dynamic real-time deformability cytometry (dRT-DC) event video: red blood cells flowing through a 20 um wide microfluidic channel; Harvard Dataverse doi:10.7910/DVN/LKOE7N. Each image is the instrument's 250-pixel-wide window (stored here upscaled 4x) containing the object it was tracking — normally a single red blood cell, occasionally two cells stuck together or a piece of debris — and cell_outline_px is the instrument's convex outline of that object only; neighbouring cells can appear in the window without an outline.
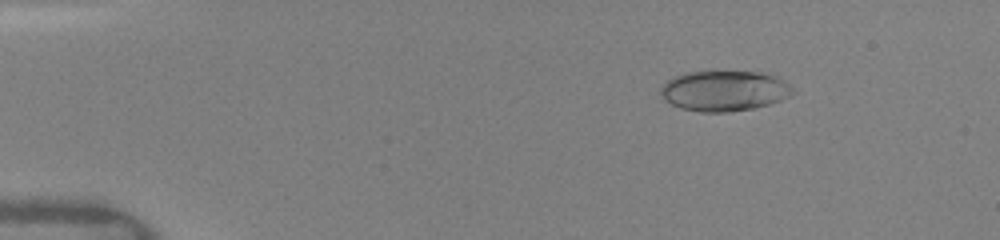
{"species": "human", "species_latin": "Homo sapiens", "temperature_condition": "warm", "stored_images_in_passage": 12, "camera_frame_rate_fps": 3000, "um_per_image_px": 0.085, "donor": {"sex": "female"}, "frame": {"image": 1, "passage_image": 6, "time_ms": 2.333, "image_size_px": [1000, 240], "cell_outline_px": [[796, 92], [780, 100], [768, 104], [752, 108], [728, 112], [700, 112], [680, 108], [664, 100], [660, 92], [660, 88], [672, 76], [684, 72], [712, 68], [760, 72], [776, 76], [788, 84]], "centroid_in_image_um": [61.51, 7.66], "position_along_channel_um": 23.5, "area_um2": 32.08}}
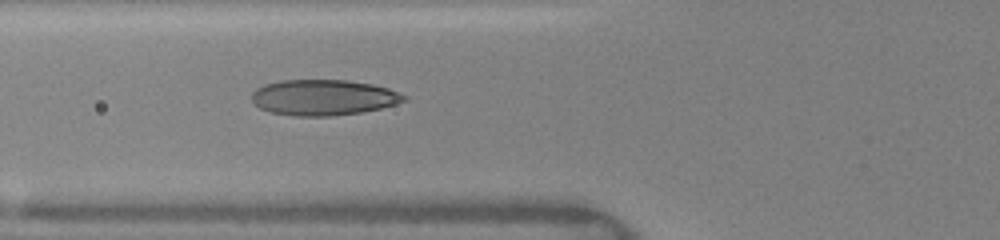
{"frame": {"image": 2, "passage_image": 12, "time_ms": 6.333, "image_size_px": [1000, 240], "cell_outline_px": [[408, 100], [396, 104], [380, 108], [360, 112], [332, 116], [296, 116], [268, 112], [260, 108], [252, 100], [252, 92], [256, 88], [264, 84], [280, 80], [348, 80], [372, 84], [388, 88], [408, 96]], "centroid_in_image_um": [27.49, 8.28], "position_along_channel_um": 98.3, "area_um2": 31.85}}